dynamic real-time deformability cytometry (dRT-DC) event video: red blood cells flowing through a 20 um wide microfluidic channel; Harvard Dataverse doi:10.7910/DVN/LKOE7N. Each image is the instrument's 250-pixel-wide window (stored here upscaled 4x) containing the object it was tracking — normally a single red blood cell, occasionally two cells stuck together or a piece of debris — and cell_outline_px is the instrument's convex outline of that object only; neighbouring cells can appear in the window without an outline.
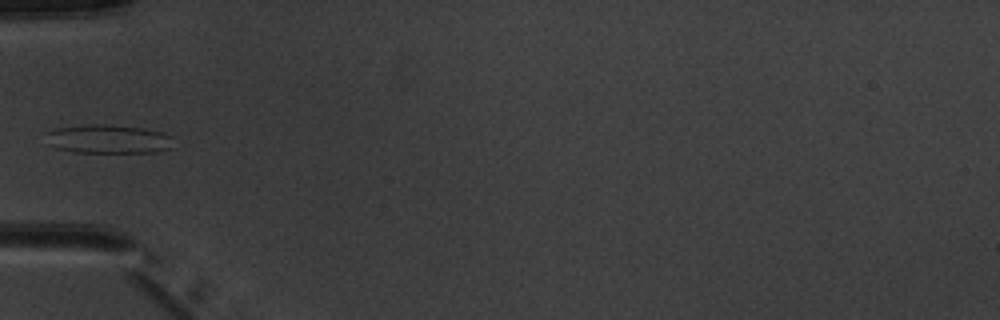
{"species": "common noctule bat (a hibernating species)", "species_latin": "Nyctalus noctula", "temperature_condition": "warm", "stored_images_in_passage": 6, "camera_frame_rate_fps": 3000, "um_per_image_px": 0.085, "animal": {"sex": "male", "body_mass_g": 20.1, "forearm_length_mm": 53.5}, "frame": {"image": 1, "passage_image": 5, "time_ms": 5.0, "image_size_px": [1000, 320], "cell_outline_px": [[172, 136], [168, 148], [156, 152], [72, 152], [56, 148], [48, 144], [44, 132], [52, 128], [88, 124], [104, 124], [144, 128], [164, 132]], "centroid_in_image_um": [9.11, 11.8], "position_along_channel_um": 75.9, "area_um2": 21.56}}